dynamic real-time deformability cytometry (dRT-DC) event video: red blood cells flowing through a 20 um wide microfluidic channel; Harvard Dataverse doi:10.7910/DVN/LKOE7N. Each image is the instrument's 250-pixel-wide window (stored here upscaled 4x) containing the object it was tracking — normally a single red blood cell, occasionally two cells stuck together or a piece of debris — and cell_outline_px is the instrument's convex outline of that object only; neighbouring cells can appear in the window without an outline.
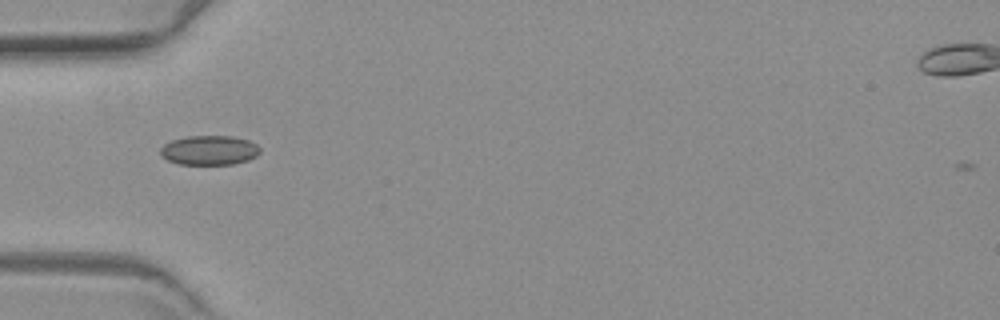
{"species": "common noctule bat (a hibernating species)", "species_latin": "Nyctalus noctula", "temperature_condition": "warm", "stored_images_in_passage": 40, "camera_frame_rate_fps": 3000, "um_per_image_px": 0.085, "animal": {"sex": "female", "body_mass_g": 19.3, "forearm_length_mm": 54.1}, "frame": {"image": 1, "passage_image": 1, "time_ms": 0.0, "image_size_px": [1000, 320], "cell_outline_px": [[260, 152], [256, 156], [248, 160], [232, 164], [180, 164], [168, 160], [160, 156], [160, 148], [164, 144], [172, 140], [188, 136], [232, 136], [248, 140], [256, 144], [260, 148]], "centroid_in_image_um": [17.78, 12.77], "position_along_channel_um": 67.2, "area_um2": 17.11}}
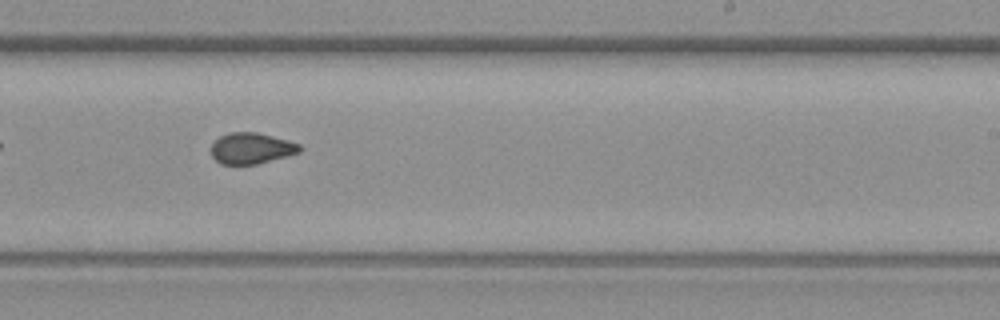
{"frame": {"image": 2, "passage_image": 18, "time_ms": 5.667, "image_size_px": [1000, 320], "cell_outline_px": [[300, 152], [256, 164], [220, 164], [212, 156], [212, 144], [220, 136], [228, 132], [256, 132], [272, 136], [300, 144]], "centroid_in_image_um": [21.34, 12.6], "position_along_channel_um": 267.7, "area_um2": 15.78}}
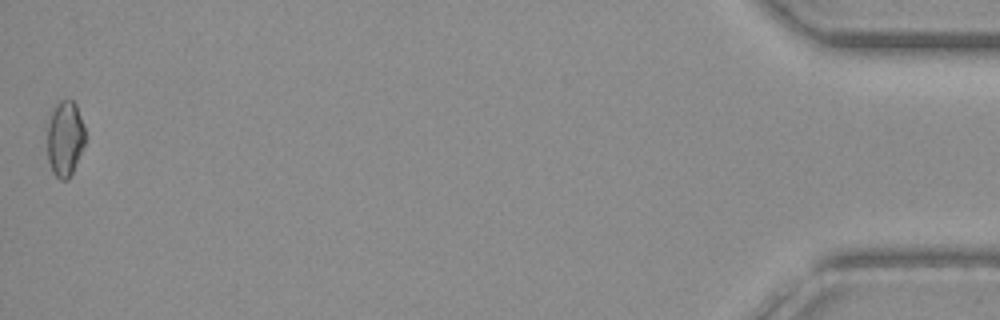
{"frame": {"image": 3, "passage_image": 40, "time_ms": 13.0, "image_size_px": [1000, 320], "cell_outline_px": [[84, 144], [72, 172], [68, 180], [60, 180], [52, 172], [48, 160], [48, 120], [56, 104], [60, 100], [72, 100], [76, 104], [84, 124]], "centroid_in_image_um": [5.52, 11.77], "position_along_channel_um": 429.7, "area_um2": 16.53}}